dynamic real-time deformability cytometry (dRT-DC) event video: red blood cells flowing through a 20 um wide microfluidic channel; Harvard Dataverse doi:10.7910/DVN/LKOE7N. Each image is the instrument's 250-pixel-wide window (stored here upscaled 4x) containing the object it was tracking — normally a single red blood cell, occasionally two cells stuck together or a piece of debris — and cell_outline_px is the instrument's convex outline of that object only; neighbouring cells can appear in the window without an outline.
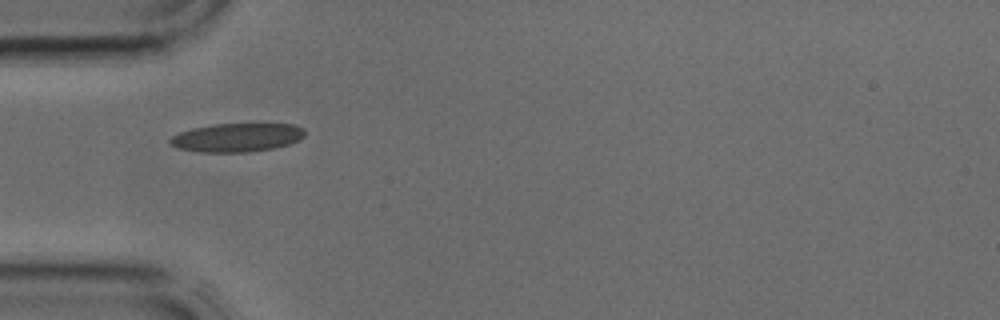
{"species": "common noctule bat (a hibernating species)", "species_latin": "Nyctalus noctula", "temperature_condition": "cold", "stored_images_in_passage": 2, "camera_frame_rate_fps": 3000, "um_per_image_px": 0.085, "animal": {"sex": "male", "body_mass_g": 17.9, "forearm_length_mm": 54.2}, "frame": {"image": 1, "passage_image": 1, "time_ms": 0.0, "image_size_px": [1000, 320], "cell_outline_px": [[304, 136], [300, 140], [288, 144], [272, 148], [248, 152], [200, 152], [176, 148], [168, 140], [172, 136], [180, 132], [192, 128], [216, 124], [296, 124], [304, 128]], "centroid_in_image_um": [20.15, 11.69], "position_along_channel_um": 64.9, "area_um2": 22.43}}